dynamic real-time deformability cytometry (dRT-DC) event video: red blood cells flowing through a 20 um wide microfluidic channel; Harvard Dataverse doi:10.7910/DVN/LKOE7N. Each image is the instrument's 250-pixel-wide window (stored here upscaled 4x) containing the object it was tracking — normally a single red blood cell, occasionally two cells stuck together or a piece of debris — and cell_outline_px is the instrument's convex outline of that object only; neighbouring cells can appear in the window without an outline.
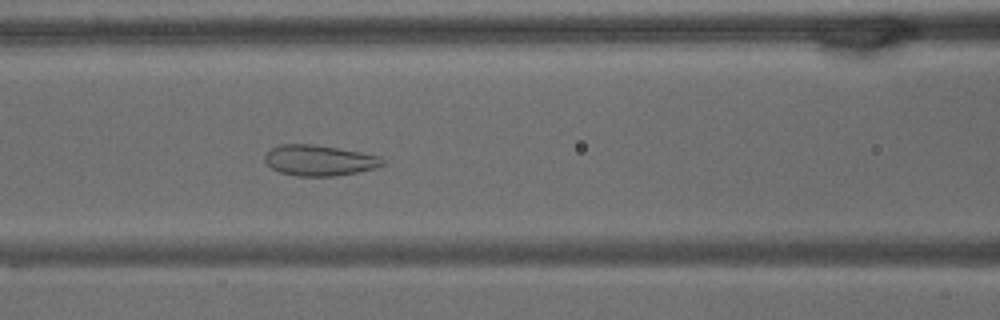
{"species": "common noctule bat (a hibernating species)", "species_latin": "Nyctalus noctula", "temperature_condition": "warm", "stored_images_in_passage": 66, "camera_frame_rate_fps": 3000, "um_per_image_px": 0.085, "animal": {"sex": "male", "body_mass_g": 15.6}, "frame": {"image": 1, "passage_image": 28, "time_ms": 9.0, "image_size_px": [1000, 320], "cell_outline_px": [[384, 164], [376, 168], [336, 176], [296, 176], [280, 172], [272, 168], [264, 160], [264, 156], [272, 148], [280, 144], [312, 144], [340, 148], [380, 156], [384, 160]], "centroid_in_image_um": [27.15, 13.63], "position_along_channel_um": 139.5, "area_um2": 21.04}}
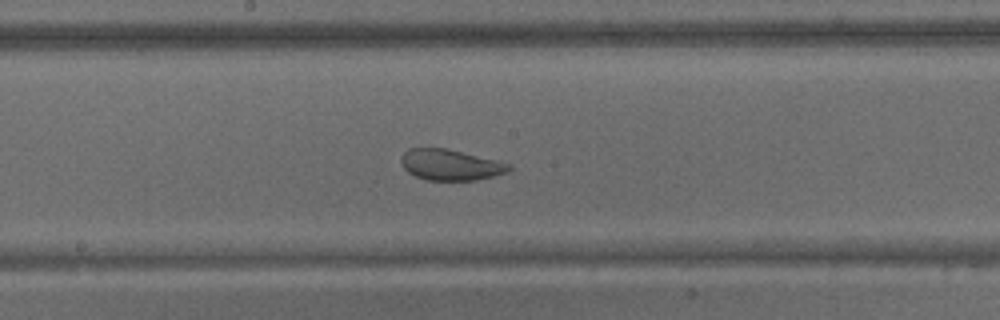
{"frame": {"image": 2, "passage_image": 35, "time_ms": 11.333, "image_size_px": [1000, 320], "cell_outline_px": [[512, 168], [508, 172], [476, 180], [428, 180], [416, 176], [408, 172], [404, 168], [400, 160], [400, 156], [408, 148], [448, 148], [512, 164]], "centroid_in_image_um": [38.29, 14.0], "position_along_channel_um": 209.9, "area_um2": 19.48}}
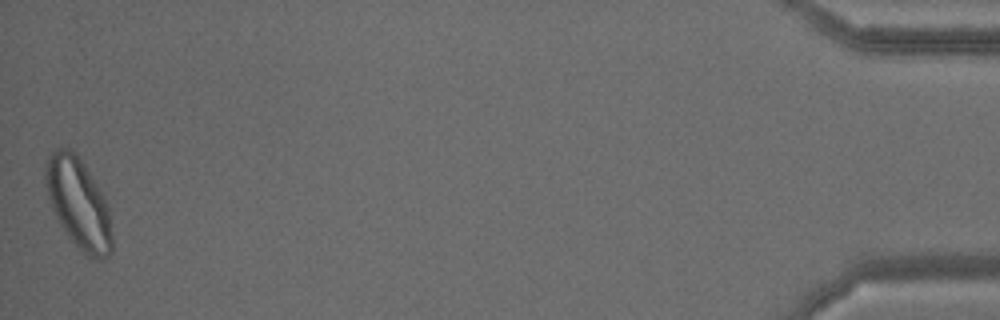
{"frame": {"image": 3, "passage_image": 66, "time_ms": 21.667, "image_size_px": [1000, 320], "cell_outline_px": [[112, 252], [108, 256], [100, 260], [92, 260], [68, 236], [60, 224], [52, 208], [48, 196], [44, 176], [44, 168], [52, 152], [56, 148], [68, 148], [80, 156], [100, 192], [108, 208], [112, 232]], "centroid_in_image_um": [6.67, 17.3], "position_along_channel_um": 428.5, "area_um2": 34.62}, "authors_computed_cell_mechanics": {"area_um2": 28.4087, "velocity_mm_per_s": 3.0307, "shape_relaxation_time_tau1_ms": 9.8243, "shape_relaxation_time_tau2_ms": 1.0361, "deformation_change_tau1": 0.1494, "deformation_change_tau2": 0.0753}}